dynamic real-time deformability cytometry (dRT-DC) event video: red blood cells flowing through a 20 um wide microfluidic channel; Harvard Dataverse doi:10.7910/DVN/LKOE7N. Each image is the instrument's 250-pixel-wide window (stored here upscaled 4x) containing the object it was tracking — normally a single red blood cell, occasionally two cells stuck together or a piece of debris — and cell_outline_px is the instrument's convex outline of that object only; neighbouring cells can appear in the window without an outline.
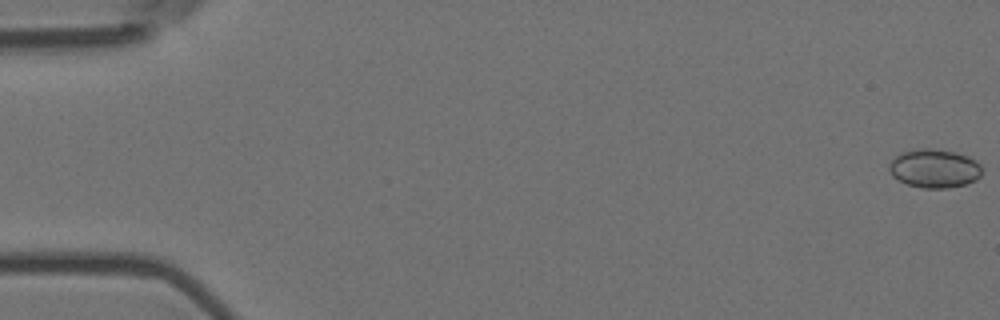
{"species": "Egyptian fruit bat (a non-hibernating species)", "species_latin": "Rousettus aegyptiacus", "temperature_condition": "room temperature", "stored_images_in_passage": 5, "camera_frame_rate_fps": 3000, "um_per_image_px": 0.085, "animal": {"sex": "female"}, "frame": {"image": 1, "passage_image": 1, "time_ms": 0.0, "image_size_px": [1000, 320], "cell_outline_px": [[980, 176], [976, 180], [964, 184], [948, 188], [924, 188], [908, 184], [892, 176], [888, 168], [888, 164], [900, 152], [920, 148], [928, 148], [956, 152], [968, 156], [976, 160], [980, 164]], "centroid_in_image_um": [79.41, 14.31], "position_along_channel_um": 5.6, "area_um2": 20.87}}